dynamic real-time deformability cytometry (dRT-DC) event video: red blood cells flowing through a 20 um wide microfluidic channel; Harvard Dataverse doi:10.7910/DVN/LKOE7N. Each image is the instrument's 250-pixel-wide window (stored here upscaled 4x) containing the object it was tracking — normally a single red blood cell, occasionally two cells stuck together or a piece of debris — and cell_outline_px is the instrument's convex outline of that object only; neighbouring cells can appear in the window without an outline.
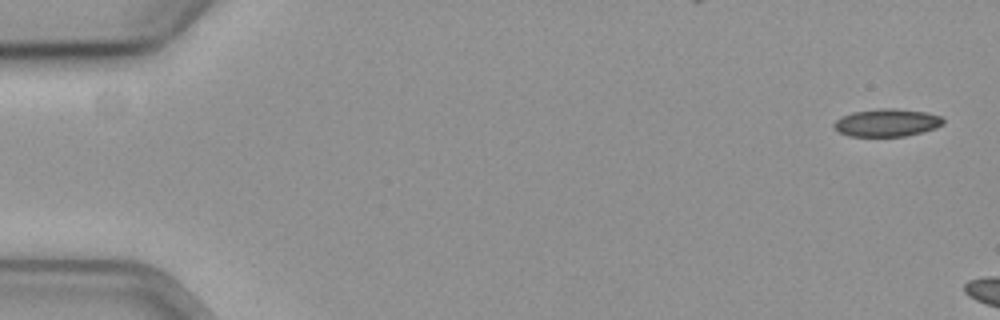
{"species": "common noctule bat (a hibernating species)", "species_latin": "Nyctalus noctula", "temperature_condition": "cold", "stored_images_in_passage": 6, "camera_frame_rate_fps": 3000, "um_per_image_px": 0.085, "animal": {"sex": "female", "body_mass_g": 19.3, "forearm_length_mm": 54.1}, "frame": {"image": 1, "passage_image": 1, "time_ms": 0.0, "image_size_px": [1000, 320], "cell_outline_px": [[944, 124], [936, 128], [904, 136], [848, 136], [832, 128], [832, 124], [836, 120], [852, 112], [880, 108], [892, 108], [924, 112], [940, 116], [944, 120]], "centroid_in_image_um": [75.36, 10.43], "position_along_channel_um": 9.6, "area_um2": 17.51}}